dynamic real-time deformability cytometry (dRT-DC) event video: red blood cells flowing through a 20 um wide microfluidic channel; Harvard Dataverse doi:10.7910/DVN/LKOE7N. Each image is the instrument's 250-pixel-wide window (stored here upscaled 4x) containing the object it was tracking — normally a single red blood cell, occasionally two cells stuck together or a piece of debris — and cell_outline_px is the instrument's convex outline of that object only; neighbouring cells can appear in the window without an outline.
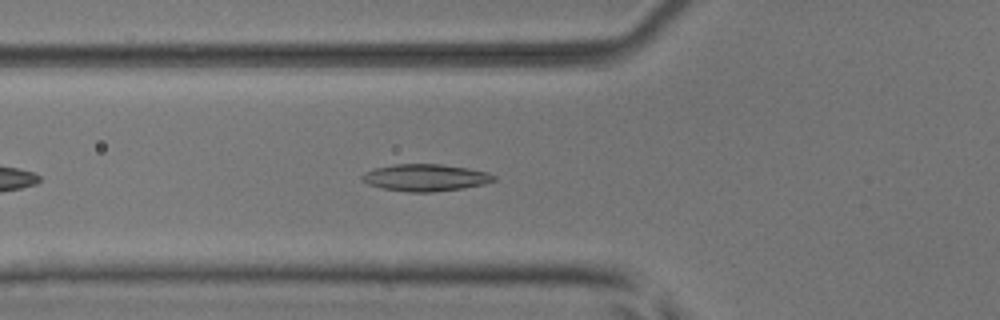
{"species": "common noctule bat (a hibernating species)", "species_latin": "Nyctalus noctula", "temperature_condition": "room temperature", "stored_images_in_passage": 38, "camera_frame_rate_fps": 3000, "um_per_image_px": 0.085, "animal": {"sex": "male", "body_mass_g": 17.9, "forearm_length_mm": 54.2}, "frame": {"image": 1, "passage_image": 7, "time_ms": 2.0, "image_size_px": [1000, 320], "cell_outline_px": [[496, 180], [484, 184], [464, 188], [432, 192], [408, 192], [380, 188], [368, 184], [360, 180], [360, 176], [364, 172], [376, 168], [392, 164], [440, 164], [468, 168], [488, 172], [496, 176]], "centroid_in_image_um": [36.14, 15.1], "position_along_channel_um": 89.7, "area_um2": 20.92}}
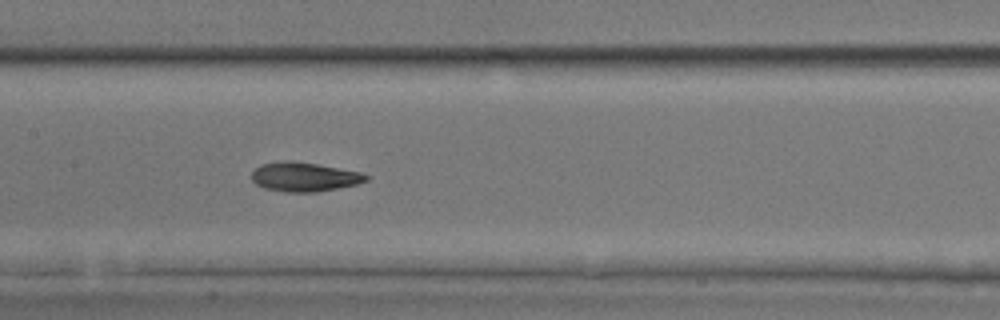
{"frame": {"image": 2, "passage_image": 14, "time_ms": 4.333, "image_size_px": [1000, 320], "cell_outline_px": [[368, 180], [356, 184], [316, 192], [284, 192], [264, 188], [256, 184], [252, 180], [252, 172], [260, 164], [284, 160], [288, 160], [316, 164], [360, 172], [368, 176]], "centroid_in_image_um": [25.82, 15.03], "position_along_channel_um": 181.6, "area_um2": 19.31}}
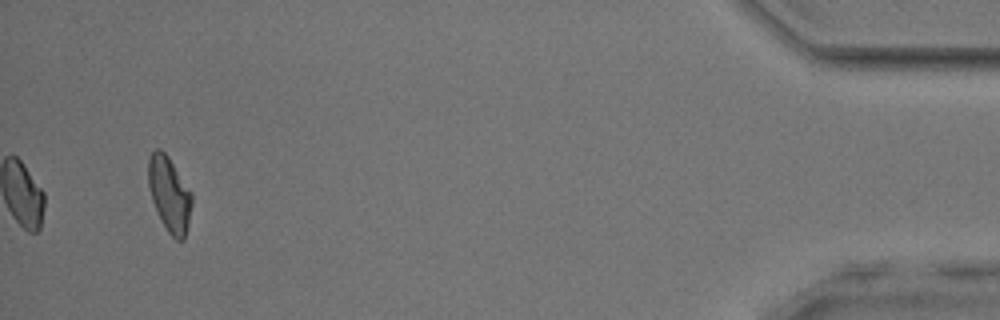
{"frame": {"image": 3, "passage_image": 38, "time_ms": 12.333, "image_size_px": [1000, 320], "cell_outline_px": [[192, 204], [188, 224], [184, 240], [176, 240], [168, 232], [152, 200], [148, 184], [148, 160], [152, 152], [156, 148], [160, 148], [168, 156], [192, 192]], "centroid_in_image_um": [14.41, 16.48], "position_along_channel_um": 420.8, "area_um2": 18.84}, "authors_computed_cell_mechanics": {"area_um2": 19.1896, "velocity_mm_per_s": 3.9346, "shape_relaxation_time_tau1_ms": 4.2033, "shape_relaxation_time_tau2_ms": 3.231, "deformation_change_tau1": 0.1368, "deformation_change_tau2": 0.1016}}